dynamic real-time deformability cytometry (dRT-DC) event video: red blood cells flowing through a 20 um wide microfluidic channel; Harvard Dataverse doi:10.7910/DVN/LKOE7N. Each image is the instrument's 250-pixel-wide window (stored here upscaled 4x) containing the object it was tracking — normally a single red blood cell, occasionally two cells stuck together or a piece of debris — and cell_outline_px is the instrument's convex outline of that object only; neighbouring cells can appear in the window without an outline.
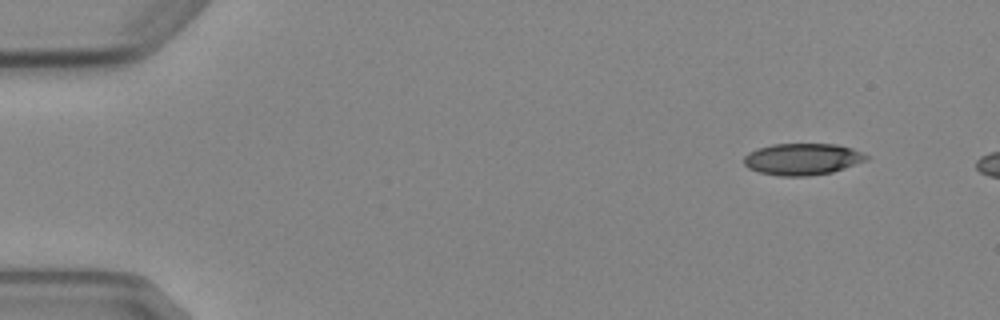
{"species": "Egyptian fruit bat (a non-hibernating species)", "species_latin": "Rousettus aegyptiacus", "temperature_condition": "cold", "stored_images_in_passage": 3, "camera_frame_rate_fps": 3000, "um_per_image_px": 0.085, "animal": {"sex": "female"}, "frame": {"image": 1, "passage_image": 1, "time_ms": 0.0, "image_size_px": [1000, 320], "cell_outline_px": [[868, 160], [832, 172], [808, 176], [780, 176], [760, 172], [748, 168], [744, 164], [744, 156], [748, 152], [756, 148], [772, 144], [836, 144], [852, 148], [868, 156]], "centroid_in_image_um": [68.18, 13.52], "position_along_channel_um": 16.8, "area_um2": 22.6}}